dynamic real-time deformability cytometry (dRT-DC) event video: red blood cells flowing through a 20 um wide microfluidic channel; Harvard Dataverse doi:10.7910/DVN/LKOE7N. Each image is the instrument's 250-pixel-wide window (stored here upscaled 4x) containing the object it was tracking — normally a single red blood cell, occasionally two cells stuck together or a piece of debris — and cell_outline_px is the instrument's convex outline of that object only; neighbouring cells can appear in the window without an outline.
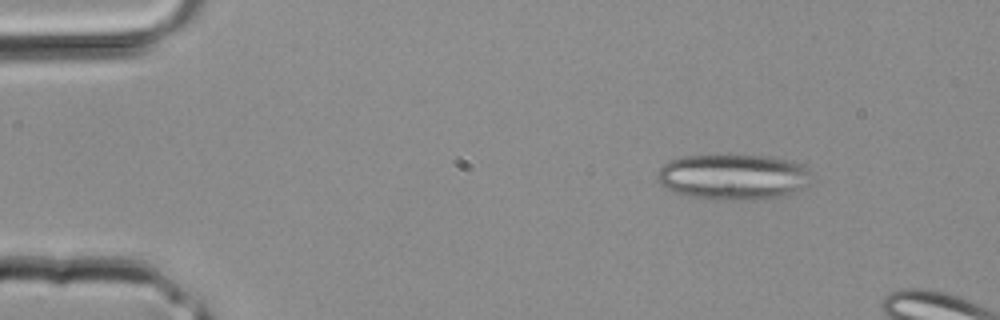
{"species": "common noctule bat (a hibernating species)", "species_latin": "Nyctalus noctula", "temperature_condition": "room temperature", "stored_images_in_passage": 3, "camera_frame_rate_fps": 3000, "um_per_image_px": 0.085, "animal": {"sex": "male", "body_mass_g": 20.4}, "frame": {"image": 1, "passage_image": 1, "time_ms": 0.0, "image_size_px": [1000, 320], "cell_outline_px": [[812, 184], [784, 196], [756, 200], [712, 200], [672, 192], [660, 184], [656, 180], [656, 172], [664, 164], [672, 160], [684, 156], [768, 156], [792, 160], [800, 164], [808, 172]], "centroid_in_image_um": [62.32, 15.06], "position_along_channel_um": 22.7, "area_um2": 41.21}}